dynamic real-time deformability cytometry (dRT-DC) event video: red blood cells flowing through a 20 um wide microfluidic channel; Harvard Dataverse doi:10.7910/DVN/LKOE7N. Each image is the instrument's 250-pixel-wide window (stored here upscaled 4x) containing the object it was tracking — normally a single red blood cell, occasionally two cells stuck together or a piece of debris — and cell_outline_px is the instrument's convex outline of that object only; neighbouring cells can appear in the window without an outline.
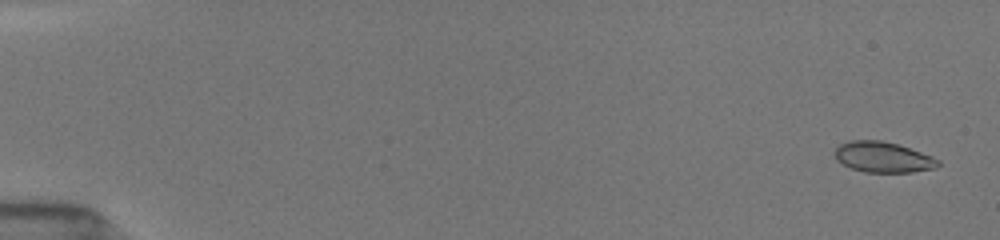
{"species": "common noctule bat (a hibernating species)", "species_latin": "Nyctalus noctula", "temperature_condition": "room temperature", "stored_images_in_passage": 40, "camera_frame_rate_fps": 3000, "um_per_image_px": 0.085, "animal": {"sex": "female", "body_mass_g": 19.5, "forearm_length_mm": 54.1}, "frame": {"image": 1, "passage_image": 2, "time_ms": 0.333, "image_size_px": [1000, 240], "cell_outline_px": [[940, 164], [936, 168], [912, 172], [864, 172], [852, 168], [836, 160], [836, 148], [840, 144], [848, 140], [880, 140], [896, 144], [932, 156], [940, 160]], "centroid_in_image_um": [75.07, 13.36], "position_along_channel_um": 9.9, "area_um2": 18.26}}
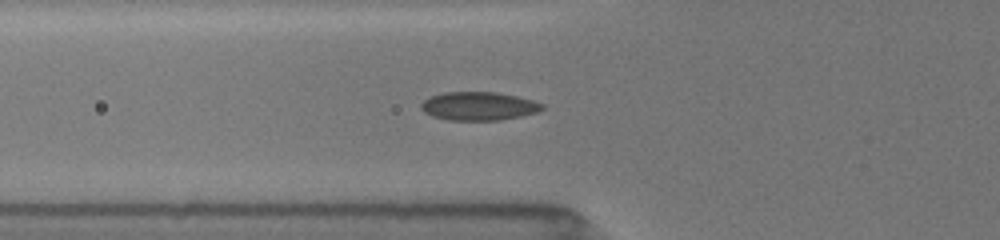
{"frame": {"image": 2, "passage_image": 36, "time_ms": 6.333, "image_size_px": [1000, 240], "cell_outline_px": [[544, 108], [536, 112], [520, 116], [500, 120], [448, 120], [432, 116], [424, 112], [420, 108], [420, 104], [424, 100], [432, 96], [444, 92], [496, 92], [516, 96], [532, 100], [544, 104]], "centroid_in_image_um": [40.67, 9.02], "position_along_channel_um": 85.1, "area_um2": 20.0}}
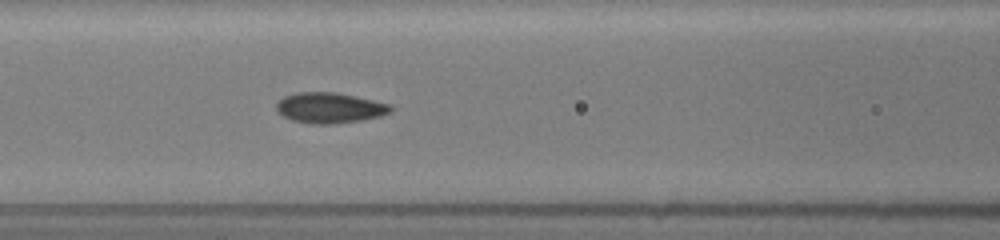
{"frame": {"image": 3, "passage_image": 40, "time_ms": 7.667, "image_size_px": [1000, 240], "cell_outline_px": [[396, 108], [392, 112], [380, 116], [364, 120], [336, 124], [312, 124], [292, 120], [276, 112], [276, 104], [284, 96], [300, 92], [332, 92], [392, 104]], "centroid_in_image_um": [28.06, 9.18], "position_along_channel_um": 138.5, "area_um2": 20.46}}